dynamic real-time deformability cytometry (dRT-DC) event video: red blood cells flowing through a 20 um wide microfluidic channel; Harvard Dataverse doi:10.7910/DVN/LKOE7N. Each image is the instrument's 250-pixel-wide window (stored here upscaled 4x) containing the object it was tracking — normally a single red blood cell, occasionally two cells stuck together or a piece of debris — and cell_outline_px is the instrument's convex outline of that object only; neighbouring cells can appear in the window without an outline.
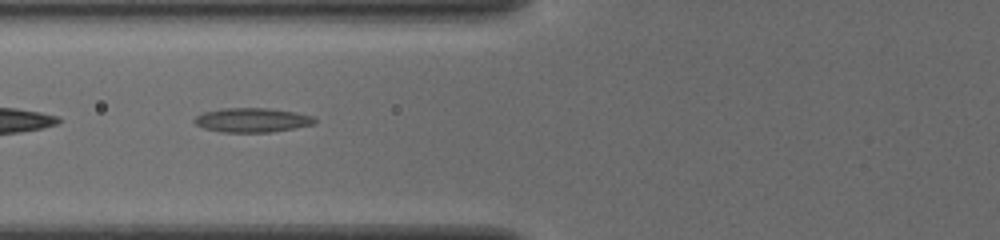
{"species": "common noctule bat (a hibernating species)", "species_latin": "Nyctalus noctula", "temperature_condition": "cold", "stored_images_in_passage": 34, "camera_frame_rate_fps": 3000, "um_per_image_px": 0.085, "animal": {"sex": "female", "body_mass_g": 19.5, "forearm_length_mm": 54.1}, "frame": {"image": 1, "passage_image": 3, "time_ms": 0.667, "image_size_px": [1000, 240], "cell_outline_px": [[316, 120], [312, 124], [272, 132], [220, 132], [204, 128], [196, 124], [192, 120], [196, 116], [204, 112], [224, 108], [268, 108], [296, 112], [312, 116]], "centroid_in_image_um": [21.39, 10.2], "position_along_channel_um": 104.4, "area_um2": 16.88}}
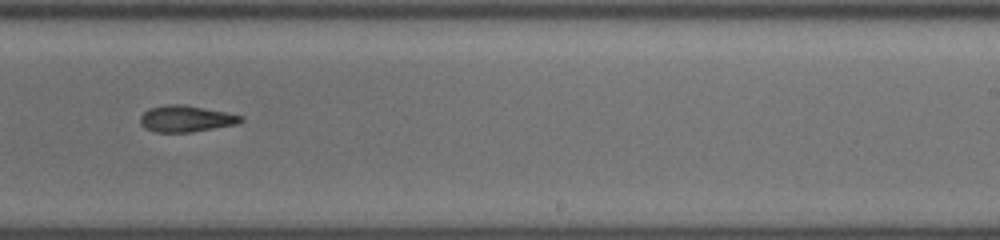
{"frame": {"image": 2, "passage_image": 16, "time_ms": 5.0, "image_size_px": [1000, 240], "cell_outline_px": [[244, 120], [236, 124], [192, 132], [156, 132], [144, 128], [140, 124], [140, 116], [148, 108], [168, 104], [180, 104], [224, 112], [244, 116]], "centroid_in_image_um": [15.77, 10.1], "position_along_channel_um": 273.2, "area_um2": 15.37}}
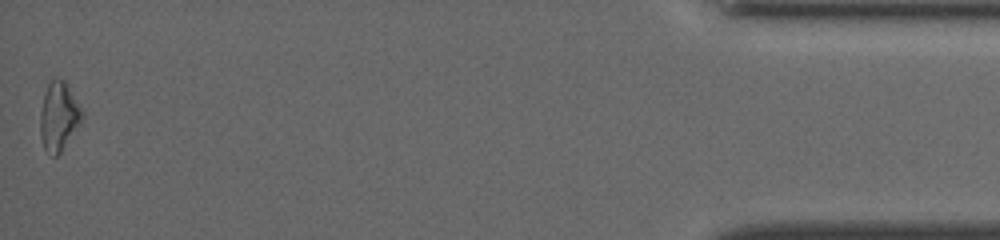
{"frame": {"image": 3, "passage_image": 34, "time_ms": 11.0, "image_size_px": [1000, 240], "cell_outline_px": [[80, 124], [60, 152], [56, 156], [52, 156], [44, 148], [40, 136], [40, 112], [44, 92], [48, 84], [56, 76], [64, 80], [68, 84], [80, 108]], "centroid_in_image_um": [4.95, 9.87], "position_along_channel_um": 430.2, "area_um2": 16.47}, "authors_computed_cell_mechanics": {"area_um2": 15.606, "velocity_mm_per_s": 3.8981, "shape_relaxation_time_tau1_ms": null, "shape_relaxation_time_tau2_ms": 5.2564, "deformation_change_tau1": null, "deformation_change_tau2": 0.137}}